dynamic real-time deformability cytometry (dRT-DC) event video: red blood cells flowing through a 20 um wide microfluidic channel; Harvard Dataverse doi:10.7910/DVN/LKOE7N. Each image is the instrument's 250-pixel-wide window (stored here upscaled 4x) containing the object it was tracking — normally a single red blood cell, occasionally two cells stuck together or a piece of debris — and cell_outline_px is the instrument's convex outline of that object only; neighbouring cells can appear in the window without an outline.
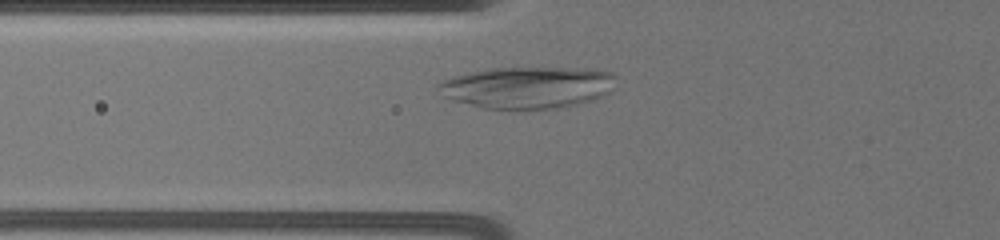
{"species": "common noctule bat (a hibernating species)", "species_latin": "Nyctalus noctula", "temperature_condition": "warm", "stored_images_in_passage": 18, "camera_frame_rate_fps": 3000, "um_per_image_px": 0.085, "animal": {"sex": "female", "body_mass_g": 19.5, "forearm_length_mm": 54.1}, "frame": {"image": 1, "passage_image": 7, "time_ms": 2.333, "image_size_px": [1000, 240], "cell_outline_px": [[616, 76], [612, 88], [608, 92], [600, 96], [576, 104], [552, 108], [524, 112], [520, 112], [484, 108], [452, 100], [444, 96], [436, 84], [452, 76], [492, 68], [568, 68], [616, 72]], "centroid_in_image_um": [44.8, 7.46], "position_along_channel_um": 81.0, "area_um2": 43.47}}
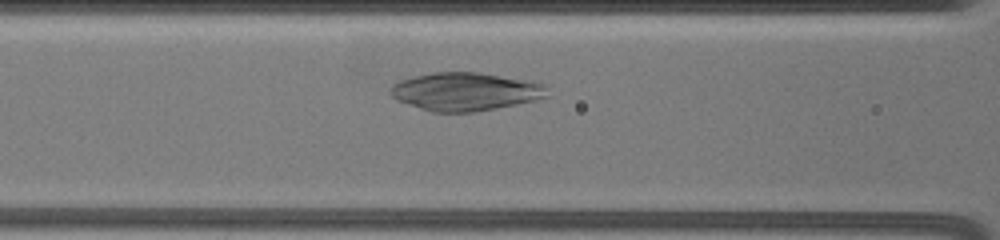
{"frame": {"image": 2, "passage_image": 10, "time_ms": 3.667, "image_size_px": [1000, 240], "cell_outline_px": [[548, 96], [536, 100], [476, 112], [432, 112], [396, 100], [388, 92], [388, 88], [392, 84], [400, 80], [432, 72], [480, 72], [532, 80], [548, 84]], "centroid_in_image_um": [39.59, 7.77], "position_along_channel_um": 127.0, "area_um2": 35.37}}
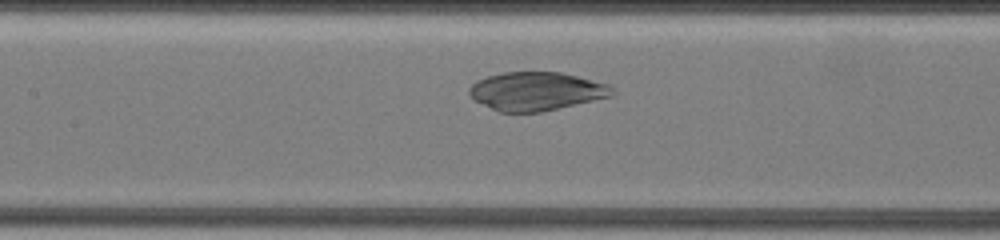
{"frame": {"image": 3, "passage_image": 13, "time_ms": 4.667, "image_size_px": [1000, 240], "cell_outline_px": [[616, 92], [612, 96], [540, 112], [500, 112], [476, 100], [468, 92], [468, 88], [476, 80], [488, 76], [504, 72], [560, 72], [608, 84]], "centroid_in_image_um": [45.58, 7.75], "position_along_channel_um": 161.8, "area_um2": 31.67}}